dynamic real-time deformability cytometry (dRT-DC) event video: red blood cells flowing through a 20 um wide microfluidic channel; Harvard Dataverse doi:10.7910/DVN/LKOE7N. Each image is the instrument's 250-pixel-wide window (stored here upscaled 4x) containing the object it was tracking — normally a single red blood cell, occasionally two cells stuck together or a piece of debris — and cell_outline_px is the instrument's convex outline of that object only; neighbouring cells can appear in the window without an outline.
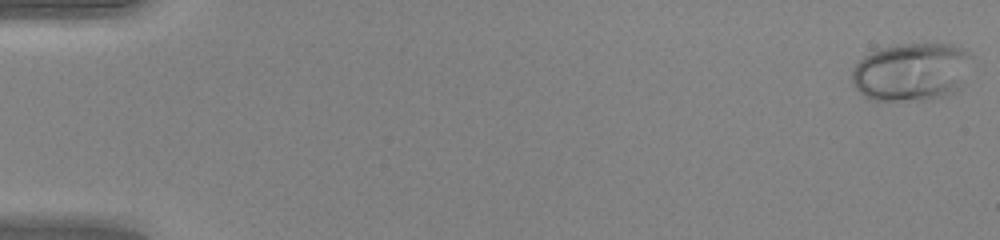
{"species": "human", "species_latin": "Homo sapiens", "temperature_condition": "warm", "stored_images_in_passage": 49, "camera_frame_rate_fps": 3000, "um_per_image_px": 0.085, "donor": {"sex": "female"}, "frame": {"image": 1, "passage_image": 1, "time_ms": 0.0, "image_size_px": [1000, 240], "cell_outline_px": [[972, 56], [960, 92], [948, 96], [932, 100], [876, 100], [864, 96], [852, 84], [852, 72], [856, 64], [864, 56], [872, 52], [884, 48], [904, 44], [948, 44], [960, 48], [968, 52]], "centroid_in_image_um": [77.51, 6.14], "position_along_channel_um": 7.5, "area_um2": 40.69}}
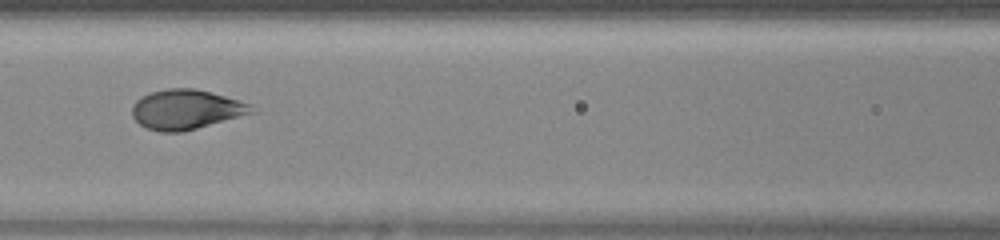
{"frame": {"image": 2, "passage_image": 23, "time_ms": 7.333, "image_size_px": [1000, 240], "cell_outline_px": [[256, 112], [196, 128], [180, 132], [160, 132], [148, 128], [140, 124], [132, 116], [132, 104], [140, 96], [152, 92], [168, 88], [196, 88], [252, 104]], "centroid_in_image_um": [15.8, 9.29], "position_along_channel_um": 150.8, "area_um2": 27.51}}
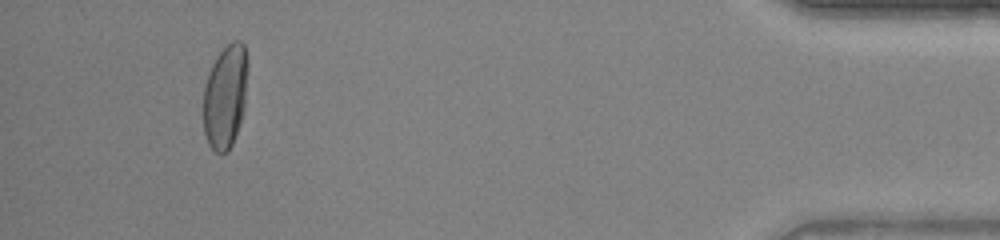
{"frame": {"image": 3, "passage_image": 46, "time_ms": 15.0, "image_size_px": [1000, 240], "cell_outline_px": [[248, 64], [244, 104], [240, 120], [232, 144], [228, 152], [220, 156], [208, 144], [204, 132], [204, 88], [208, 72], [216, 56], [232, 40], [240, 40], [244, 44], [248, 60]], "centroid_in_image_um": [19.14, 8.18], "position_along_channel_um": 416.1, "area_um2": 26.88}, "authors_computed_cell_mechanics": {"area_um2": 28.3798, "velocity_mm_per_s": 4.2622, "shape_relaxation_time_tau1_ms": 6.4529, "shape_relaxation_time_tau2_ms": null, "deformation_change_tau1": 0.2906, "deformation_change_tau2": null}}